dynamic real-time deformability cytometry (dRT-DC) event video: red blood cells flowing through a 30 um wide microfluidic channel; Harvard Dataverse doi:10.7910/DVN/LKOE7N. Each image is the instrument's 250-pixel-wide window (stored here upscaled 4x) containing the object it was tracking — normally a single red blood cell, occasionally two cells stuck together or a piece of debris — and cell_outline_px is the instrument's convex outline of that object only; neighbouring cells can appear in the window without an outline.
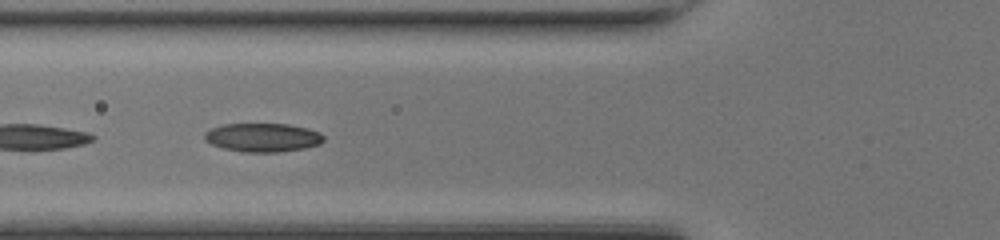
{"species": "common noctule bat (a hibernating species)", "species_latin": "Nyctalus noctula", "temperature_condition": "room temperature", "stored_images_in_passage": 9, "camera_frame_rate_fps": 3000, "um_per_image_px": 0.085, "animal": {"sex": "female", "body_mass_g": 17.0, "forearm_length_mm": 48.0}, "frame": {"image": 1, "passage_image": 6, "time_ms": 1.667, "image_size_px": [1000, 240], "cell_outline_px": [[324, 140], [320, 144], [304, 148], [280, 152], [244, 152], [224, 148], [212, 144], [204, 140], [204, 132], [220, 124], [288, 124], [308, 128], [320, 132], [324, 136]], "centroid_in_image_um": [22.34, 11.68], "position_along_channel_um": 103.5, "area_um2": 20.0}}